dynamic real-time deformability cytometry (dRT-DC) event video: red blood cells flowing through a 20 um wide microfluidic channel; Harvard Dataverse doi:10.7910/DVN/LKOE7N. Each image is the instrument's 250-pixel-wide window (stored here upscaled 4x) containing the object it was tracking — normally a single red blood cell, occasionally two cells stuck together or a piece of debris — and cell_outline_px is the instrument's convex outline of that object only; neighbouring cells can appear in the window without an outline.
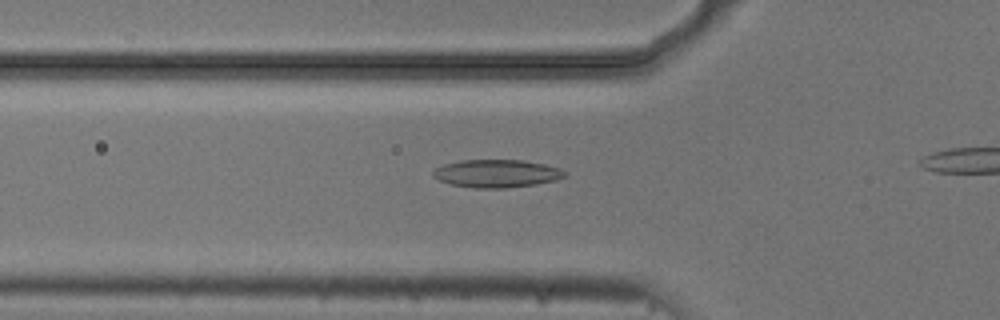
{"species": "common noctule bat (a hibernating species)", "species_latin": "Nyctalus noctula", "temperature_condition": "cold", "stored_images_in_passage": 17, "camera_frame_rate_fps": 3000, "um_per_image_px": 0.085, "animal": {"sex": "male", "body_mass_g": 20.5, "forearm_length_mm": 52.5}, "frame": {"image": 1, "passage_image": 5, "time_ms": 1.333, "image_size_px": [1000, 320], "cell_outline_px": [[568, 176], [556, 180], [536, 184], [504, 188], [476, 188], [452, 184], [440, 180], [432, 176], [432, 172], [436, 168], [444, 164], [460, 160], [524, 160], [544, 164], [560, 168], [568, 172]], "centroid_in_image_um": [42.26, 14.74], "position_along_channel_um": 83.5, "area_um2": 21.44}}
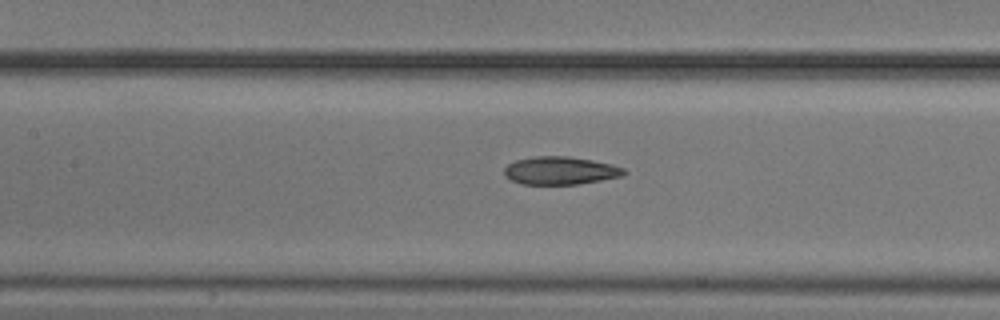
{"frame": {"image": 2, "passage_image": 11, "time_ms": 3.333, "image_size_px": [1000, 320], "cell_outline_px": [[628, 172], [624, 176], [576, 184], [524, 184], [512, 180], [504, 176], [504, 168], [508, 164], [516, 160], [532, 156], [568, 156], [592, 160], [612, 164], [624, 168]], "centroid_in_image_um": [47.64, 14.49], "position_along_channel_um": 159.8, "area_um2": 19.54}}
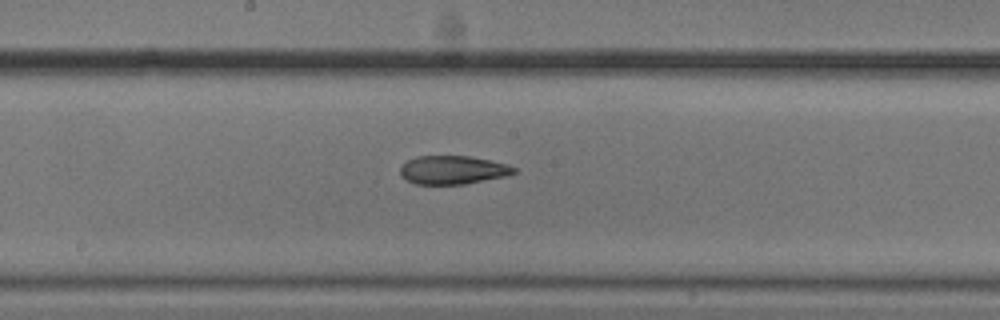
{"frame": {"image": 3, "passage_image": 15, "time_ms": 4.667, "image_size_px": [1000, 320], "cell_outline_px": [[516, 172], [508, 176], [464, 184], [416, 184], [400, 176], [400, 168], [408, 160], [416, 156], [468, 156], [508, 164], [516, 168]], "centroid_in_image_um": [38.5, 14.45], "position_along_channel_um": 209.7, "area_um2": 18.84}}